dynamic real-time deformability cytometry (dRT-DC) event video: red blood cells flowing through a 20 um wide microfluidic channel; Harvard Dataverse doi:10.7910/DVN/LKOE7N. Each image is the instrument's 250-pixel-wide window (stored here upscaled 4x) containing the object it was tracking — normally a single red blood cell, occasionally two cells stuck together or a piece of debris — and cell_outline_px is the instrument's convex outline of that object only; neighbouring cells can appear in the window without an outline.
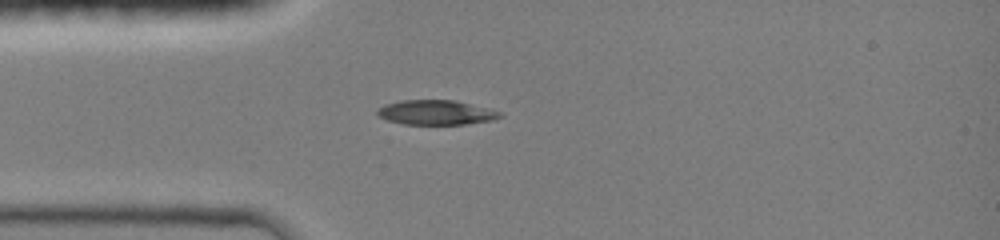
{"species": "common noctule bat (a hibernating species)", "species_latin": "Nyctalus noctula", "temperature_condition": "room temperature", "stored_images_in_passage": 34, "camera_frame_rate_fps": 3000, "um_per_image_px": 0.085, "animal": {"sex": "female", "body_mass_g": 19.0, "forearm_length_mm": 51.5}, "frame": {"image": 1, "passage_image": 1, "time_ms": 0.0, "image_size_px": [1000, 240], "cell_outline_px": [[504, 116], [492, 120], [464, 124], [404, 124], [388, 120], [380, 116], [376, 112], [384, 104], [400, 100], [456, 100], [500, 112]], "centroid_in_image_um": [37.05, 9.55], "position_along_channel_um": 47.9, "area_um2": 17.4}}
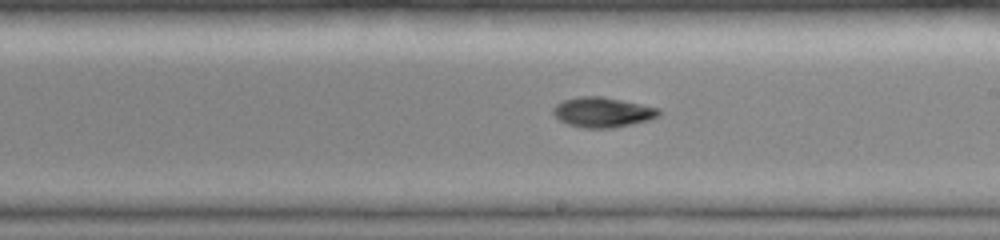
{"frame": {"image": 2, "passage_image": 15, "time_ms": 4.667, "image_size_px": [1000, 240], "cell_outline_px": [[660, 116], [648, 120], [632, 124], [612, 128], [584, 128], [568, 124], [560, 120], [552, 112], [552, 108], [556, 104], [564, 100], [576, 96], [600, 96], [660, 108]], "centroid_in_image_um": [51.21, 9.54], "position_along_channel_um": 237.8, "area_um2": 18.44}}
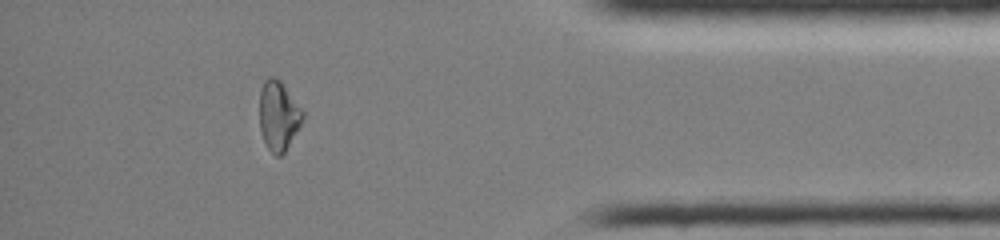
{"frame": {"image": 3, "passage_image": 29, "time_ms": 9.333, "image_size_px": [1000, 240], "cell_outline_px": [[304, 116], [300, 124], [284, 152], [280, 156], [276, 156], [268, 148], [260, 132], [260, 88], [264, 80], [268, 76], [272, 76], [280, 80], [304, 112]], "centroid_in_image_um": [23.65, 9.8], "position_along_channel_um": 411.6, "area_um2": 17.22}, "authors_computed_cell_mechanics": {"area_um2": 17.918, "velocity_mm_per_s": 4.2304, "shape_relaxation_time_tau1_ms": 4.472, "shape_relaxation_time_tau2_ms": 4.2259, "deformation_change_tau1": 0.1908, "deformation_change_tau2": 0.0845}}